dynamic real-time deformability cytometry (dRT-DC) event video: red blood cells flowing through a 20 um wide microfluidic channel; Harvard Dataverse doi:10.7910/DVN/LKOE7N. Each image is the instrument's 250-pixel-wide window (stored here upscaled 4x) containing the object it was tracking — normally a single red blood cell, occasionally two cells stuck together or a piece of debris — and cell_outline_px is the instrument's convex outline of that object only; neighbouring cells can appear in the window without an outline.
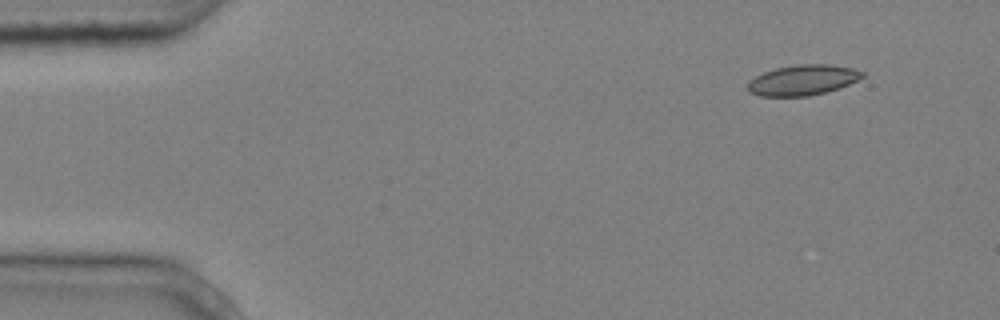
{"species": "common noctule bat (a hibernating species)", "species_latin": "Nyctalus noctula", "temperature_condition": "cold", "stored_images_in_passage": 4, "camera_frame_rate_fps": 3000, "um_per_image_px": 0.085, "animal": {"sex": "male", "body_mass_g": 20.4}, "frame": {"image": 1, "passage_image": 1, "time_ms": 0.0, "image_size_px": [1000, 320], "cell_outline_px": [[864, 76], [840, 88], [808, 96], [760, 96], [748, 92], [748, 80], [764, 72], [776, 68], [800, 64], [828, 64], [852, 68], [864, 72]], "centroid_in_image_um": [68.21, 6.81], "position_along_channel_um": 16.8, "area_um2": 20.17}}
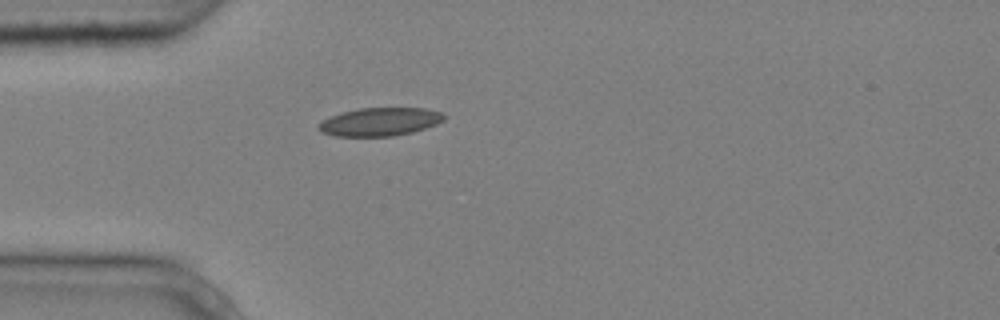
{"frame": {"image": 2, "passage_image": 4, "time_ms": 1.0, "image_size_px": [1000, 320], "cell_outline_px": [[444, 120], [436, 124], [412, 132], [392, 136], [332, 136], [320, 132], [316, 128], [316, 124], [340, 112], [360, 108], [424, 108], [440, 112], [444, 116]], "centroid_in_image_um": [32.22, 10.35], "position_along_channel_um": 52.8, "area_um2": 20.63}}